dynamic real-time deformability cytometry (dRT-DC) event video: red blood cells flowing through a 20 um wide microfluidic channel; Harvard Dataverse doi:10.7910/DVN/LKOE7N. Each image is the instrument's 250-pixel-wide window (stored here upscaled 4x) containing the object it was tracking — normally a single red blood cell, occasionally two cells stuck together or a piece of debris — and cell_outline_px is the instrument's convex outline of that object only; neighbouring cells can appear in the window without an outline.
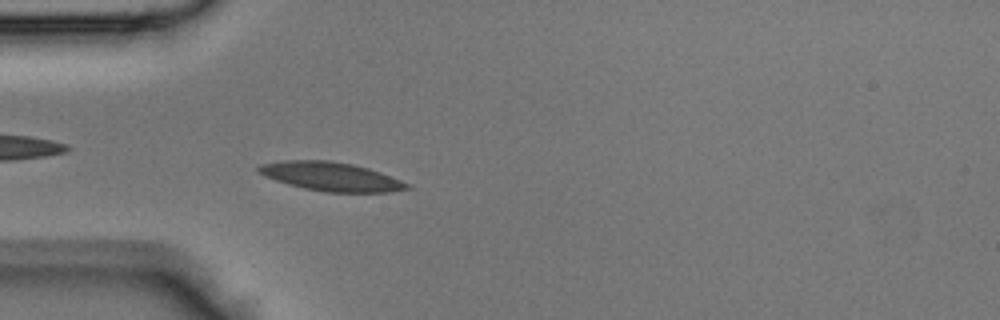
{"species": "Egyptian fruit bat (a non-hibernating species)", "species_latin": "Rousettus aegyptiacus", "temperature_condition": "room temperature", "stored_images_in_passage": 35, "camera_frame_rate_fps": 3000, "um_per_image_px": 0.085, "animal": {"sex": "male"}, "frame": {"image": 1, "passage_image": 5, "time_ms": 1.333, "image_size_px": [1000, 320], "cell_outline_px": [[412, 188], [392, 192], [324, 192], [304, 188], [288, 184], [264, 176], [256, 168], [260, 164], [284, 160], [328, 160], [352, 164], [368, 168], [380, 172], [412, 184]], "centroid_in_image_um": [28.17, 15.01], "position_along_channel_um": 56.8, "area_um2": 24.97}}
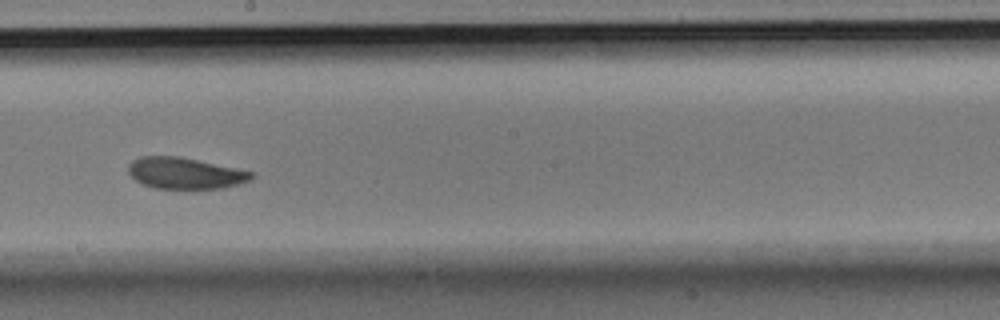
{"frame": {"image": 2, "passage_image": 17, "time_ms": 5.333, "image_size_px": [1000, 320], "cell_outline_px": [[256, 176], [240, 184], [224, 188], [196, 192], [152, 188], [136, 180], [128, 172], [128, 164], [132, 160], [140, 156], [180, 156], [256, 172]], "centroid_in_image_um": [15.78, 14.77], "position_along_channel_um": 232.4, "area_um2": 23.64}}
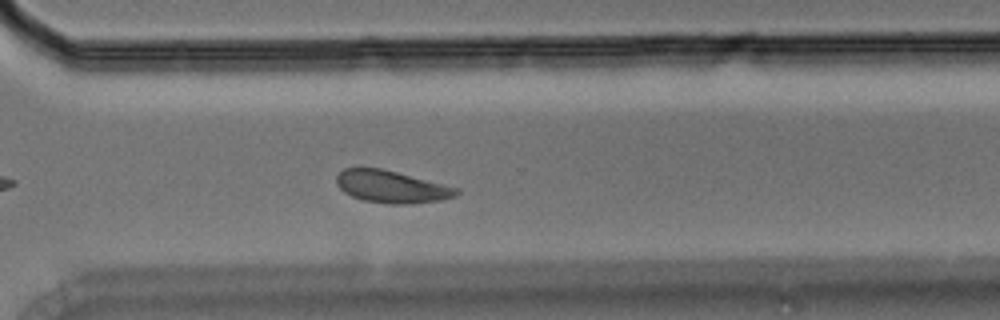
{"frame": {"image": 3, "passage_image": 24, "time_ms": 7.667, "image_size_px": [1000, 320], "cell_outline_px": [[460, 192], [456, 196], [444, 200], [412, 204], [388, 204], [364, 200], [352, 196], [344, 192], [336, 184], [336, 176], [344, 168], [380, 168], [460, 188]], "centroid_in_image_um": [33.31, 15.88], "position_along_channel_um": 337.3, "area_um2": 22.6}}